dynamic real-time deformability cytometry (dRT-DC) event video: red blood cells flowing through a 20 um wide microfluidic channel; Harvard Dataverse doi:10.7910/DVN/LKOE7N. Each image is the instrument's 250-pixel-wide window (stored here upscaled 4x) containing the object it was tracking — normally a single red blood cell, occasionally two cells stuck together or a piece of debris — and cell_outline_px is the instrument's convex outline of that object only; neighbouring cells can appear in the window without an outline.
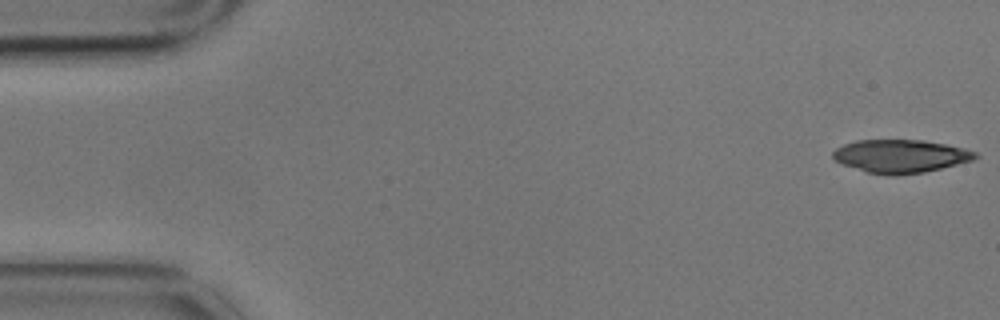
{"species": "common noctule bat (a hibernating species)", "species_latin": "Nyctalus noctula", "temperature_condition": "cold", "stored_images_in_passage": 5, "camera_frame_rate_fps": 3000, "um_per_image_px": 0.085, "animal": {"sex": "male", "body_mass_g": 17.9}, "frame": {"image": 1, "passage_image": 1, "time_ms": 0.0, "image_size_px": [1000, 320], "cell_outline_px": [[980, 156], [972, 160], [924, 172], [896, 176], [888, 176], [868, 172], [844, 164], [836, 160], [832, 156], [832, 152], [836, 148], [844, 144], [856, 140], [924, 140], [964, 148], [976, 152]], "centroid_in_image_um": [76.55, 13.27], "position_along_channel_um": 8.5, "area_um2": 27.34}}